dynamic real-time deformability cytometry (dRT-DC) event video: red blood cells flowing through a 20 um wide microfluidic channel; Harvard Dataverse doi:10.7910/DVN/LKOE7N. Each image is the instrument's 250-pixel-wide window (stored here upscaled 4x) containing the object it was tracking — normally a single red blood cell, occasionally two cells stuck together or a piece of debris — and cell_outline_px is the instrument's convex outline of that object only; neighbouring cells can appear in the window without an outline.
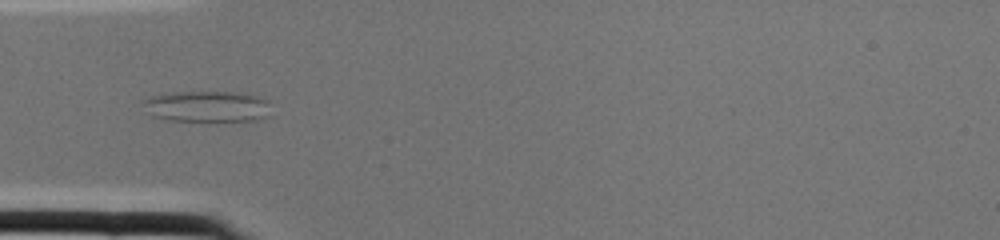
{"species": "common noctule bat (a hibernating species)", "species_latin": "Nyctalus noctula", "temperature_condition": "cold", "stored_images_in_passage": 2, "camera_frame_rate_fps": 3000, "um_per_image_px": 0.085, "animal": {"sex": "female", "body_mass_g": 22.0, "forearm_length_mm": 56.7}, "frame": {"image": 1, "passage_image": 2, "time_ms": 0.333, "image_size_px": [1000, 240], "cell_outline_px": [[268, 116], [264, 120], [168, 120], [152, 116], [140, 100], [152, 96], [172, 92], [244, 92], [268, 100]], "centroid_in_image_um": [17.61, 9.03], "position_along_channel_um": 67.4, "area_um2": 23.06}}